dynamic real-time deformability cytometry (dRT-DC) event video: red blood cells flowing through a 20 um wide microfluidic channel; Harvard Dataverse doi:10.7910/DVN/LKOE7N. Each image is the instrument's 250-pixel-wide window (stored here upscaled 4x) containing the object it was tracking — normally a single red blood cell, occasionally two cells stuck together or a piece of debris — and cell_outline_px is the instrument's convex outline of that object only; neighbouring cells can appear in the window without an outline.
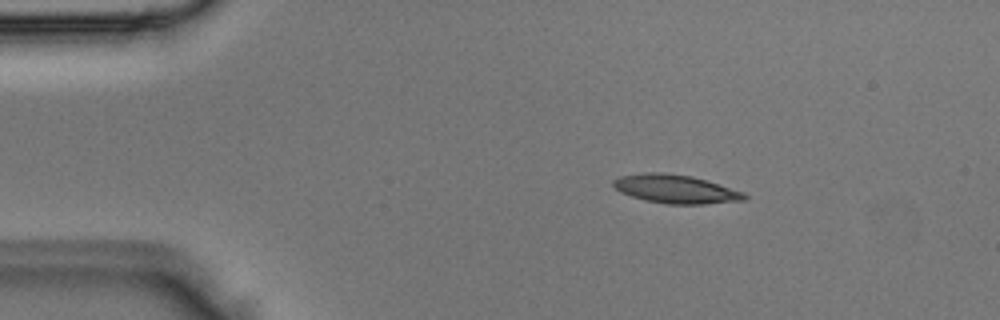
{"species": "Egyptian fruit bat (a non-hibernating species)", "species_latin": "Rousettus aegyptiacus", "temperature_condition": "room temperature", "stored_images_in_passage": 3, "segment_of_instrument_passage": [1, 2], "camera_frame_rate_fps": 3000, "um_per_image_px": 0.085, "animal": {"sex": "male"}, "frame": {"image": 1, "passage_image": 1, "time_ms": 0.0, "image_size_px": [1000, 320], "cell_outline_px": [[748, 196], [744, 200], [704, 204], [668, 204], [644, 200], [620, 192], [612, 184], [612, 180], [620, 176], [644, 172], [664, 172], [692, 176], [708, 180], [744, 192]], "centroid_in_image_um": [57.43, 16.06], "position_along_channel_um": 27.6, "area_um2": 21.96}}